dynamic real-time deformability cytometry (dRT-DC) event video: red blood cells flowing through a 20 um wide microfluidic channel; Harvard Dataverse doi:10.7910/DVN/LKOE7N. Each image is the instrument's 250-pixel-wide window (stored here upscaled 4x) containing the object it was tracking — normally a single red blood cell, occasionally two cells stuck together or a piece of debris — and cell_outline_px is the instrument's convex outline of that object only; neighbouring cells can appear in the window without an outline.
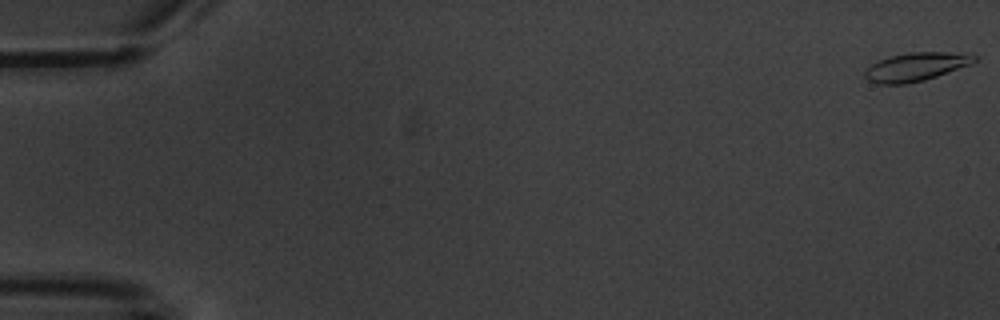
{"species": "common noctule bat (a hibernating species)", "species_latin": "Nyctalus noctula", "temperature_condition": "warm", "stored_images_in_passage": 5, "camera_frame_rate_fps": 3000, "um_per_image_px": 0.085, "animal": {"sex": "male", "body_mass_g": 20.1, "forearm_length_mm": 53.5}, "frame": {"image": 1, "passage_image": 1, "time_ms": 0.0, "image_size_px": [1000, 320], "cell_outline_px": [[976, 60], [972, 64], [924, 80], [908, 84], [880, 84], [868, 80], [864, 76], [864, 72], [872, 64], [880, 60], [892, 56], [912, 52], [944, 52], [976, 56]], "centroid_in_image_um": [77.83, 5.69], "position_along_channel_um": 7.2, "area_um2": 17.74}}
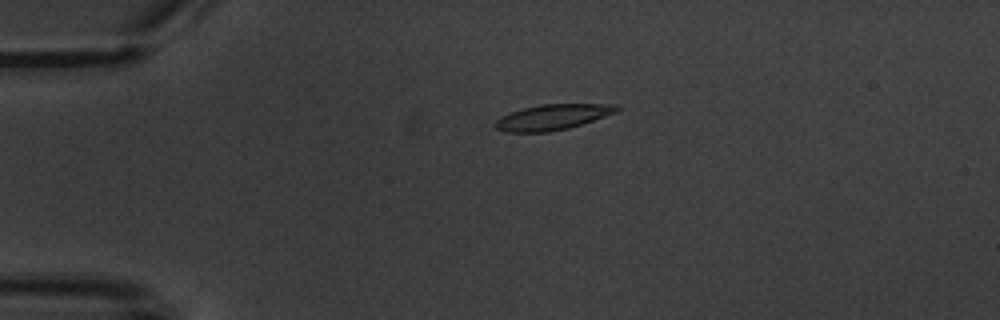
{"frame": {"image": 2, "passage_image": 4, "time_ms": 4.333, "image_size_px": [1000, 320], "cell_outline_px": [[620, 108], [616, 112], [568, 128], [548, 132], [508, 132], [496, 128], [496, 120], [512, 112], [524, 108], [540, 104], [608, 104]], "centroid_in_image_um": [46.95, 9.95], "position_along_channel_um": 38.1, "area_um2": 17.51}}